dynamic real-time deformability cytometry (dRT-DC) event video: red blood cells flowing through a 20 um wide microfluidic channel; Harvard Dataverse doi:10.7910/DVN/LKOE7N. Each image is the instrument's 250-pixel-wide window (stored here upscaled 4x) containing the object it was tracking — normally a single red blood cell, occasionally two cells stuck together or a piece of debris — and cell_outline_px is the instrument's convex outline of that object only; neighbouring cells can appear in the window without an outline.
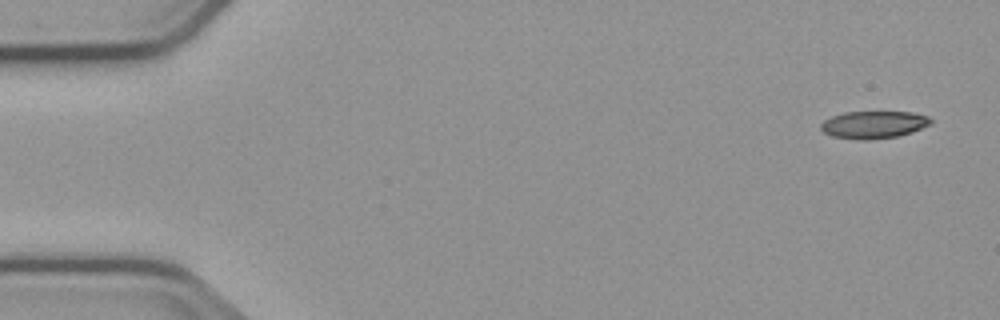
{"species": "common noctule bat (a hibernating species)", "species_latin": "Nyctalus noctula", "temperature_condition": "cold", "stored_images_in_passage": 4, "camera_frame_rate_fps": 3000, "um_per_image_px": 0.085, "animal": {"sex": "male", "body_mass_g": 23.1, "forearm_length_mm": 52.7}, "frame": {"image": 1, "passage_image": 1, "time_ms": 0.0, "image_size_px": [1000, 320], "cell_outline_px": [[932, 124], [912, 132], [900, 136], [868, 140], [860, 140], [832, 136], [824, 132], [820, 128], [820, 124], [824, 120], [832, 116], [844, 112], [912, 112], [928, 116], [932, 120]], "centroid_in_image_um": [74.28, 10.6], "position_along_channel_um": 10.7, "area_um2": 17.69}}
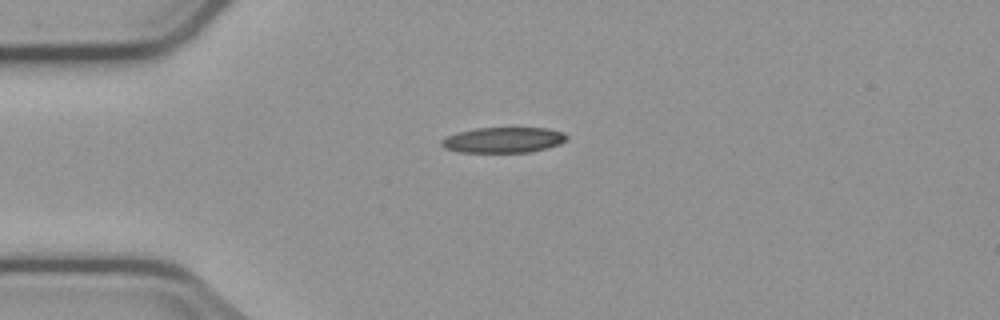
{"frame": {"image": 2, "passage_image": 4, "time_ms": 3.667, "image_size_px": [1000, 320], "cell_outline_px": [[568, 140], [560, 144], [548, 148], [528, 152], [460, 152], [444, 148], [440, 144], [440, 140], [456, 132], [476, 128], [548, 128], [564, 132], [568, 136]], "centroid_in_image_um": [42.81, 11.89], "position_along_channel_um": 42.2, "area_um2": 18.79}}